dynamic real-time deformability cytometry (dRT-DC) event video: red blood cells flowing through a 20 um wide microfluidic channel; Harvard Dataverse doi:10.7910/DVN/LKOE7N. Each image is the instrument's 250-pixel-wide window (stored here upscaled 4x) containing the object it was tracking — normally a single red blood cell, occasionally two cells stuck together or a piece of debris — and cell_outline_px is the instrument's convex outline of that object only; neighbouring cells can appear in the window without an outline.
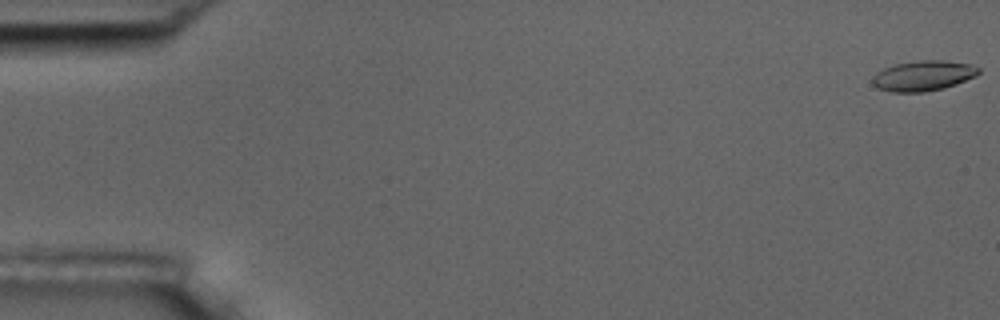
{"species": "common noctule bat (a hibernating species)", "species_latin": "Nyctalus noctula", "temperature_condition": "room temperature", "stored_images_in_passage": 57, "camera_frame_rate_fps": 3000, "um_per_image_px": 0.085, "animal": {"sex": "male", "body_mass_g": 17.5, "forearm_length_mm": 52.3}, "frame": {"image": 1, "passage_image": 1, "time_ms": 0.0, "image_size_px": [1000, 320], "cell_outline_px": [[980, 72], [976, 76], [956, 84], [944, 88], [924, 92], [892, 92], [876, 88], [872, 84], [872, 76], [876, 72], [884, 68], [896, 64], [916, 60], [944, 60], [972, 64], [980, 68]], "centroid_in_image_um": [78.47, 6.43], "position_along_channel_um": 6.5, "area_um2": 18.96}}
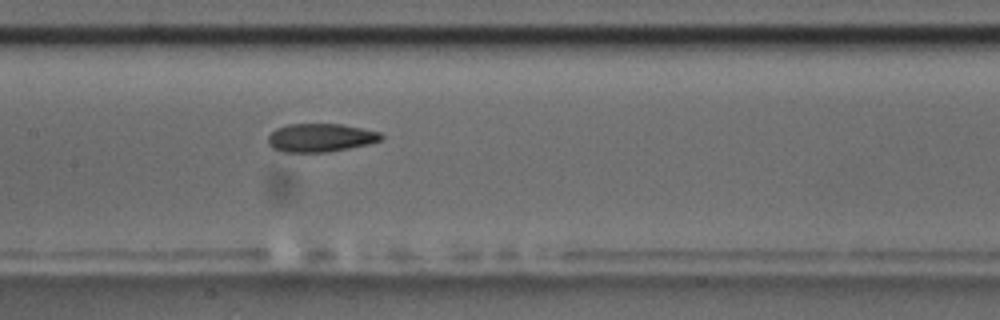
{"frame": {"image": 2, "passage_image": 28, "time_ms": 9.0, "image_size_px": [1000, 320], "cell_outline_px": [[384, 136], [380, 140], [368, 144], [348, 148], [324, 152], [284, 152], [272, 148], [268, 144], [268, 136], [276, 128], [288, 124], [340, 124], [380, 132]], "centroid_in_image_um": [27.21, 11.7], "position_along_channel_um": 180.2, "area_um2": 18.55}}
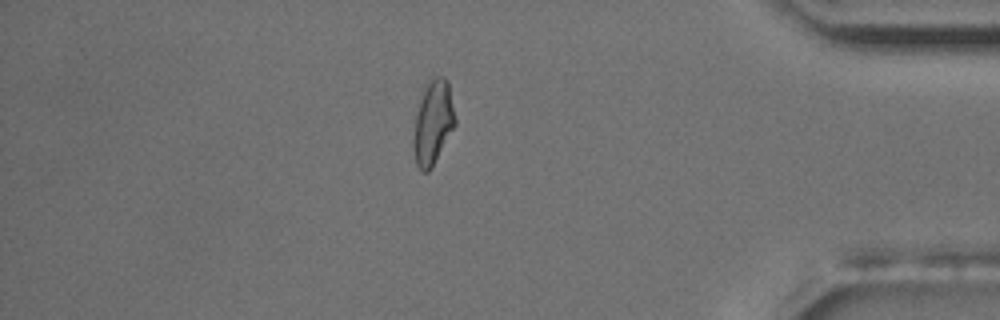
{"frame": {"image": 3, "passage_image": 49, "time_ms": 16.0, "image_size_px": [1000, 320], "cell_outline_px": [[456, 124], [432, 168], [428, 172], [420, 172], [416, 164], [412, 144], [412, 140], [416, 116], [420, 100], [428, 76], [444, 76], [448, 80], [456, 120]], "centroid_in_image_um": [36.8, 10.4], "position_along_channel_um": 398.4, "area_um2": 20.75}, "authors_computed_cell_mechanics": {"area_um2": 18.8428, "velocity_mm_per_s": 3.603, "shape_relaxation_time_tau1_ms": 7.7349, "shape_relaxation_time_tau2_ms": 2.904, "deformation_change_tau1": 0.1968, "deformation_change_tau2": 0.0999}}